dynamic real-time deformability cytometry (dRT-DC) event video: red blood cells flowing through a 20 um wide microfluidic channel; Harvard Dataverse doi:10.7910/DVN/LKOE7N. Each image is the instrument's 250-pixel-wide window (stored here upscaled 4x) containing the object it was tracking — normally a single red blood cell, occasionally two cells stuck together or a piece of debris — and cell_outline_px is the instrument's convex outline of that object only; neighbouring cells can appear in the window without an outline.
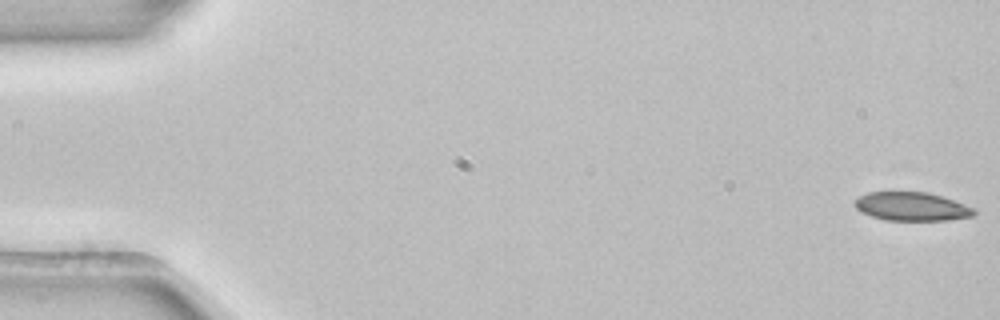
{"species": "common noctule bat (a hibernating species)", "species_latin": "Nyctalus noctula", "temperature_condition": "room temperature", "stored_images_in_passage": 53, "camera_frame_rate_fps": 3000, "um_per_image_px": 0.085, "animal": {"sex": "female", "body_mass_g": 22.7, "forearm_length_mm": 54.2}, "frame": {"image": 1, "passage_image": 1, "time_ms": 0.0, "image_size_px": [1000, 320], "cell_outline_px": [[976, 212], [972, 216], [948, 220], [884, 220], [860, 212], [852, 204], [860, 196], [868, 192], [928, 192], [976, 208]], "centroid_in_image_um": [77.48, 17.55], "position_along_channel_um": 7.5, "area_um2": 19.83}}
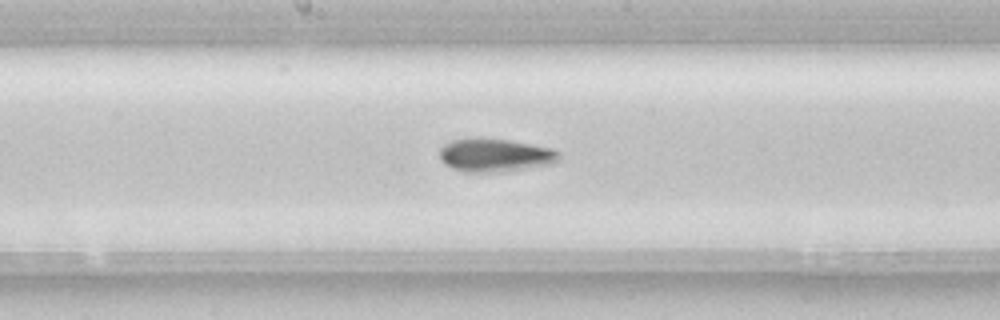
{"frame": {"image": 2, "passage_image": 28, "time_ms": 9.0, "image_size_px": [1000, 320], "cell_outline_px": [[560, 160], [552, 164], [496, 172], [464, 172], [452, 168], [444, 164], [440, 160], [440, 148], [444, 144], [452, 140], [476, 136], [508, 140], [532, 144], [552, 148], [560, 152]], "centroid_in_image_um": [42.05, 13.17], "position_along_channel_um": 206.1, "area_um2": 23.47}}
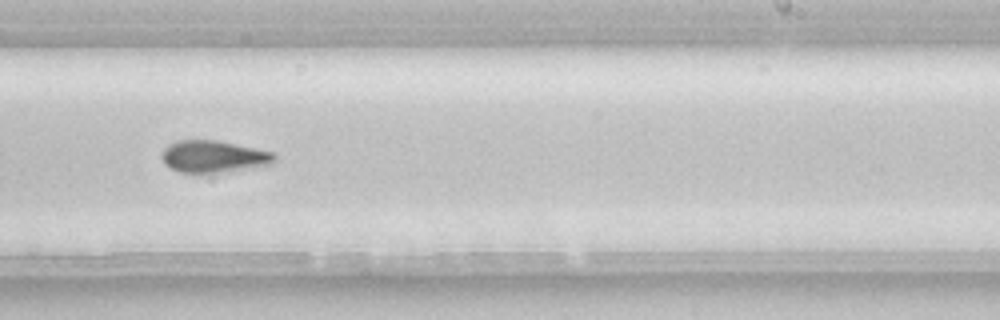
{"frame": {"image": 3, "passage_image": 33, "time_ms": 10.667, "image_size_px": [1000, 320], "cell_outline_px": [[276, 160], [272, 164], [216, 172], [180, 172], [164, 164], [160, 156], [164, 148], [168, 144], [176, 140], [216, 140], [276, 152]], "centroid_in_image_um": [18.14, 13.28], "position_along_channel_um": 270.9, "area_um2": 20.87}, "authors_computed_cell_mechanics": {"area_um2": 21.386, "velocity_mm_per_s": 3.9087, "shape_relaxation_time_tau1_ms": 10.3572, "shape_relaxation_time_tau2_ms": null, "deformation_change_tau1": 0.2004, "deformation_change_tau2": null}}